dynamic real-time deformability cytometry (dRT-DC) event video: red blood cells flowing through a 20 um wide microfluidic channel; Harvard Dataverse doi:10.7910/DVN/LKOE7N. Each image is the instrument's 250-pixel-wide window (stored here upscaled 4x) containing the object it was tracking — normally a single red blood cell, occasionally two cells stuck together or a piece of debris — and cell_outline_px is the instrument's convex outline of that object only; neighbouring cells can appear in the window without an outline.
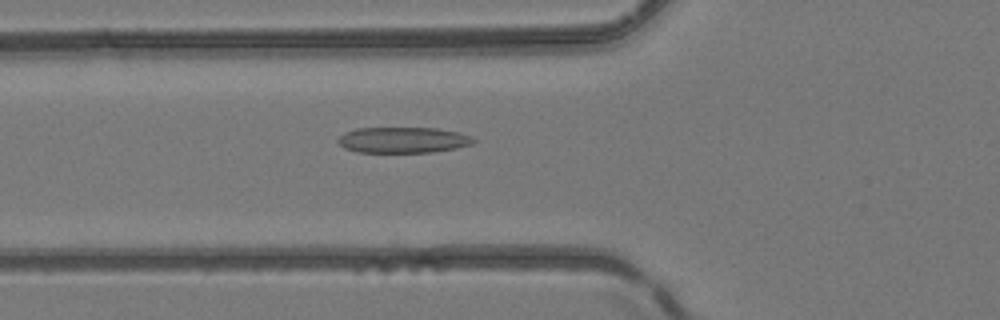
{"species": "common noctule bat (a hibernating species)", "species_latin": "Nyctalus noctula", "temperature_condition": "room temperature", "stored_images_in_passage": 50, "camera_frame_rate_fps": 3000, "um_per_image_px": 0.085, "animal": {"sex": "female", "body_mass_g": 24.6, "forearm_length_mm": 56.2}, "frame": {"image": 1, "passage_image": 19, "time_ms": 6.0, "image_size_px": [1000, 320], "cell_outline_px": [[476, 140], [472, 144], [456, 148], [432, 152], [360, 152], [344, 148], [336, 140], [344, 132], [356, 128], [436, 128], [460, 132]], "centroid_in_image_um": [34.24, 11.89], "position_along_channel_um": 91.6, "area_um2": 20.35}}
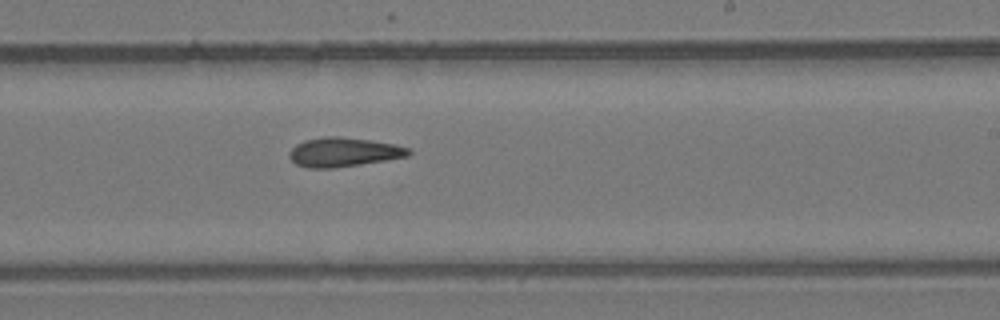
{"frame": {"image": 2, "passage_image": 31, "time_ms": 10.0, "image_size_px": [1000, 320], "cell_outline_px": [[412, 152], [408, 156], [360, 164], [332, 168], [308, 168], [296, 164], [288, 156], [288, 152], [296, 144], [304, 140], [324, 136], [340, 136], [372, 140], [396, 144], [408, 148]], "centroid_in_image_um": [29.18, 12.92], "position_along_channel_um": 259.8, "area_um2": 20.35}}
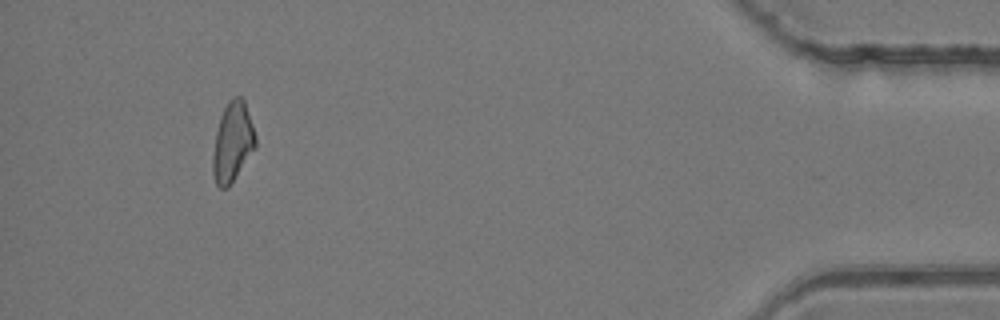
{"frame": {"image": 3, "passage_image": 47, "time_ms": 15.333, "image_size_px": [1000, 320], "cell_outline_px": [[256, 148], [228, 188], [220, 188], [216, 184], [212, 172], [212, 156], [216, 132], [220, 116], [228, 100], [232, 96], [240, 96], [244, 100], [256, 136]], "centroid_in_image_um": [19.76, 12.08], "position_along_channel_um": 415.4, "area_um2": 19.94}, "authors_computed_cell_mechanics": {"area_um2": 20.2878, "velocity_mm_per_s": 4.1983, "shape_relaxation_time_tau1_ms": null, "shape_relaxation_time_tau2_ms": 3.9904, "deformation_change_tau1": null, "deformation_change_tau2": 0.1219}}